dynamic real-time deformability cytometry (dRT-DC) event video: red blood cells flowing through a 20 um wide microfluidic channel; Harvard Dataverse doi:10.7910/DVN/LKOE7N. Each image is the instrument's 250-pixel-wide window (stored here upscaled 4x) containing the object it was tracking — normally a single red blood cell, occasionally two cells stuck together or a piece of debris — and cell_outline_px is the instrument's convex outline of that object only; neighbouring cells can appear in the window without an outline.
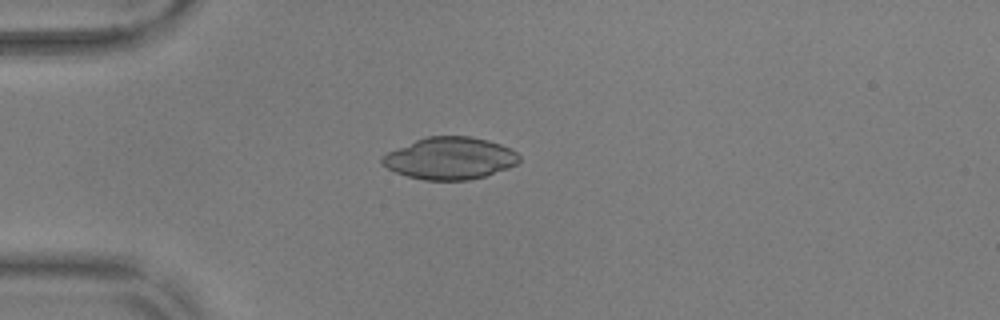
{"species": "common noctule bat (a hibernating species)", "species_latin": "Nyctalus noctula", "temperature_condition": "warm", "stored_images_in_passage": 42, "camera_frame_rate_fps": 3000, "um_per_image_px": 0.085, "animal": {"sex": "male", "body_mass_g": 17.9, "forearm_length_mm": 54.2}, "frame": {"image": 1, "passage_image": 3, "time_ms": 0.667, "image_size_px": [1000, 320], "cell_outline_px": [[520, 160], [516, 164], [508, 168], [484, 176], [468, 180], [424, 180], [408, 176], [396, 172], [380, 164], [380, 156], [388, 152], [416, 140], [428, 136], [472, 136], [488, 140], [500, 144], [516, 152], [520, 156]], "centroid_in_image_um": [38.23, 13.45], "position_along_channel_um": 46.8, "area_um2": 33.52}}
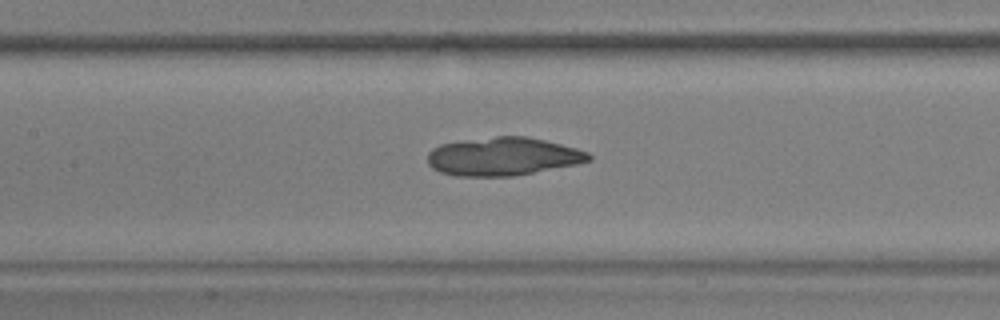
{"frame": {"image": 2, "passage_image": 14, "time_ms": 4.333, "image_size_px": [1000, 320], "cell_outline_px": [[592, 160], [576, 164], [512, 176], [456, 176], [440, 172], [432, 168], [428, 164], [428, 152], [432, 148], [440, 144], [464, 140], [496, 136], [528, 136], [576, 148], [588, 152], [592, 156]], "centroid_in_image_um": [42.73, 13.3], "position_along_channel_um": 164.7, "area_um2": 35.84}}
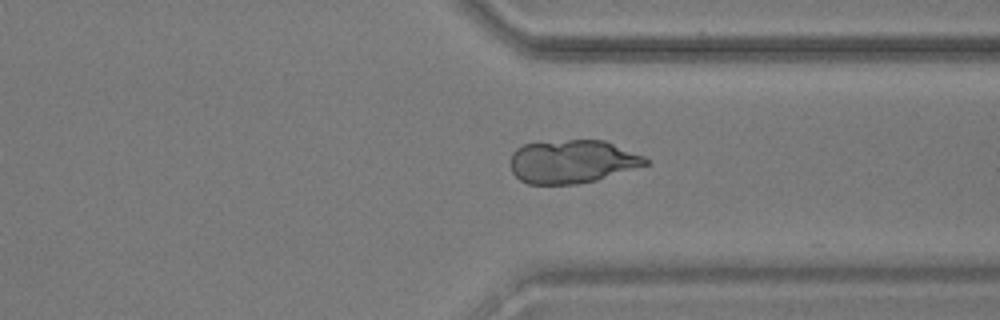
{"frame": {"image": 3, "passage_image": 30, "time_ms": 9.667, "image_size_px": [1000, 320], "cell_outline_px": [[652, 164], [596, 180], [576, 184], [528, 184], [520, 180], [512, 172], [508, 164], [508, 160], [512, 152], [516, 148], [524, 144], [568, 140], [604, 140], [644, 156]], "centroid_in_image_um": [48.62, 13.74], "position_along_channel_um": 362.8, "area_um2": 34.39}}